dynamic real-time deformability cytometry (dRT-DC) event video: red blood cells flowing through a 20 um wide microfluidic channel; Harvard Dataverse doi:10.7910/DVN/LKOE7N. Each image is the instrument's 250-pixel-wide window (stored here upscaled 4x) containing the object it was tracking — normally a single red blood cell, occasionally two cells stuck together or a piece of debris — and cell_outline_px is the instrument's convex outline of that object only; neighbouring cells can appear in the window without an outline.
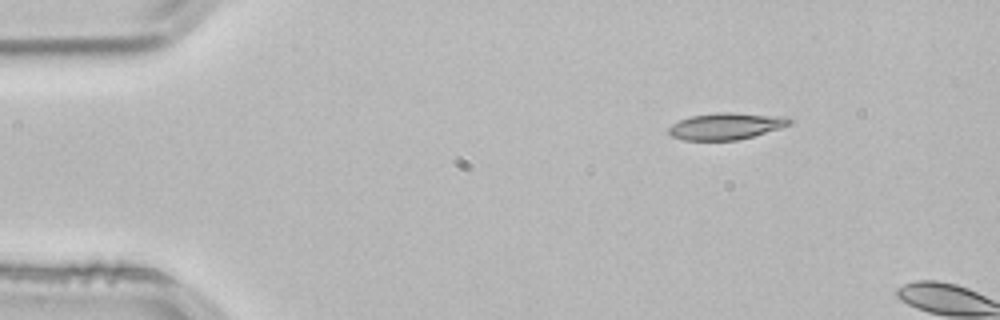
{"species": "common noctule bat (a hibernating species)", "species_latin": "Nyctalus noctula", "temperature_condition": "room temperature", "stored_images_in_passage": 4, "camera_frame_rate_fps": 3000, "um_per_image_px": 0.085, "animal": {"sex": "male", "body_mass_g": 21.5, "forearm_length_mm": 52.0}, "frame": {"image": 1, "passage_image": 1, "time_ms": 0.0, "image_size_px": [1000, 320], "cell_outline_px": [[792, 124], [780, 128], [752, 136], [736, 140], [684, 140], [672, 136], [668, 132], [668, 128], [672, 124], [680, 120], [692, 116], [716, 112], [728, 112], [788, 116], [792, 120]], "centroid_in_image_um": [61.74, 10.71], "position_along_channel_um": 23.3, "area_um2": 18.79}}